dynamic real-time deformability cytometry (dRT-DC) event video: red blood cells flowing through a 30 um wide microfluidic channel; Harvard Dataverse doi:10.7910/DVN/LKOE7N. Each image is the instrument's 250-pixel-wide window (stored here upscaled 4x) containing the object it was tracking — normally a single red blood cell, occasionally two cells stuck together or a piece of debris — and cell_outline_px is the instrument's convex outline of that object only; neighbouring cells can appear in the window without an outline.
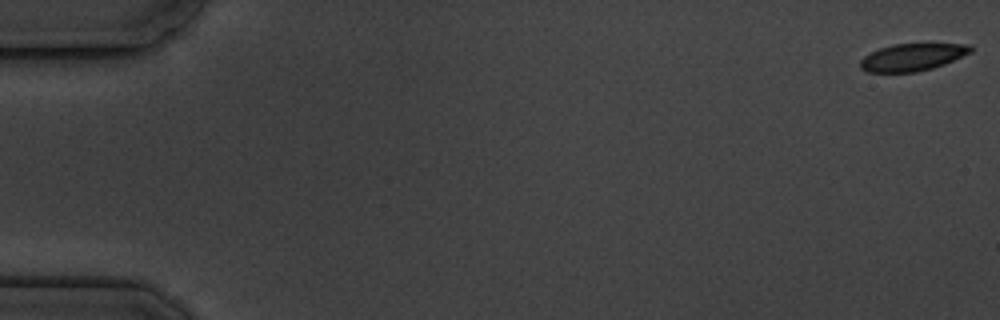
{"species": "common noctule bat (a hibernating species)", "species_latin": "Nyctalus noctula", "temperature_condition": "cold", "stored_images_in_passage": 17, "camera_frame_rate_fps": 3000, "um_per_image_px": 0.085, "animal": {"sex": "male", "body_mass_g": 19.5, "forearm_length_mm": 54.6}, "frame": {"image": 1, "passage_image": 1, "time_ms": 0.0, "image_size_px": [1000, 320], "cell_outline_px": [[972, 52], [944, 64], [932, 68], [916, 72], [868, 72], [860, 68], [860, 60], [864, 56], [880, 48], [892, 44], [972, 44]], "centroid_in_image_um": [77.55, 4.86], "position_along_channel_um": 7.4, "area_um2": 17.46}}
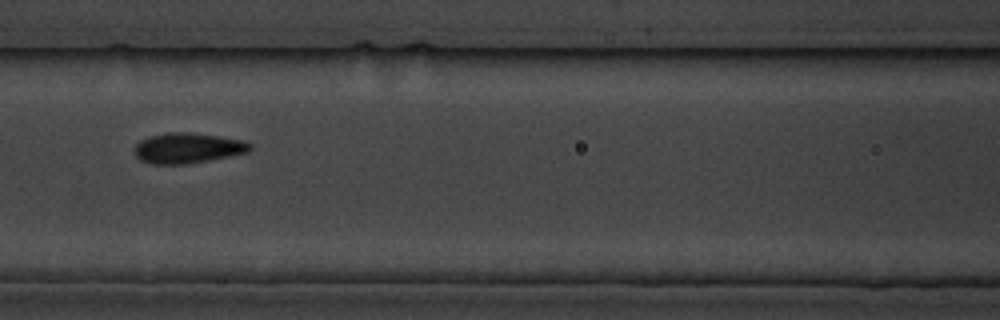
{"frame": {"image": 2, "passage_image": 8, "time_ms": 8.333, "image_size_px": [1000, 320], "cell_outline_px": [[252, 148], [248, 152], [208, 160], [184, 164], [152, 164], [140, 160], [136, 156], [136, 144], [140, 140], [152, 136], [168, 132], [192, 132], [220, 136], [244, 140], [252, 144]], "centroid_in_image_um": [15.98, 12.57], "position_along_channel_um": 150.6, "area_um2": 20.35}}
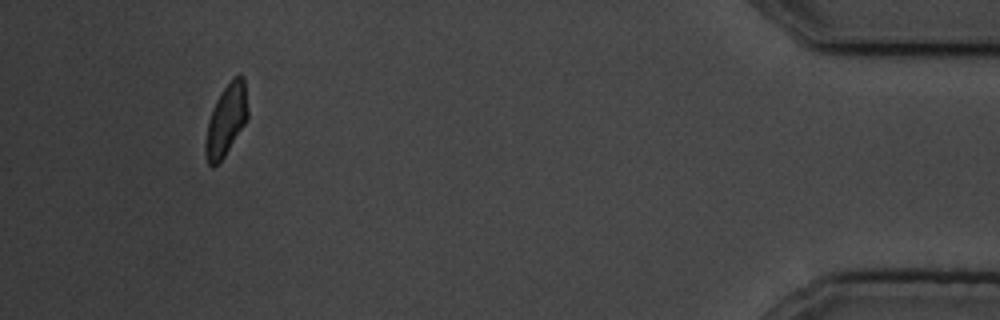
{"frame": {"image": 3, "passage_image": 16, "time_ms": 17.667, "image_size_px": [1000, 320], "cell_outline_px": [[248, 120], [224, 156], [212, 168], [208, 164], [204, 152], [204, 144], [208, 120], [212, 108], [216, 100], [232, 76], [244, 76], [248, 112]], "centroid_in_image_um": [19.22, 10.21], "position_along_channel_um": 416.0, "area_um2": 17.74}, "authors_computed_cell_mechanics": {"area_um2": 18.9006, "velocity_mm_per_s": 3.5281, "shape_relaxation_time_tau1_ms": 2.3993, "shape_relaxation_time_tau2_ms": 8.6107, "deformation_change_tau1": 0.069, "deformation_change_tau2": 0.0574}}